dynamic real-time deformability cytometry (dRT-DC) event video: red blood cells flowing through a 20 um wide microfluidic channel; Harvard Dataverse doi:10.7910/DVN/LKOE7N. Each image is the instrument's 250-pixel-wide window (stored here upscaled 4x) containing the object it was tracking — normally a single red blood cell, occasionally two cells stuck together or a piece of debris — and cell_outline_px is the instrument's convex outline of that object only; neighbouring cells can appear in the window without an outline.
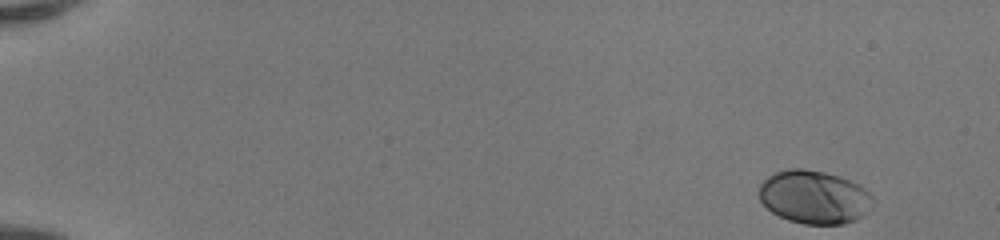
{"species": "human", "species_latin": "Homo sapiens", "temperature_condition": "room temperature", "stored_images_in_passage": 48, "camera_frame_rate_fps": 3000, "um_per_image_px": 0.085, "donor": {"sex": "female"}, "frame": {"image": 1, "passage_image": 1, "time_ms": 0.0, "image_size_px": [1000, 240], "cell_outline_px": [[876, 204], [864, 216], [856, 220], [844, 224], [804, 224], [788, 220], [772, 212], [760, 200], [760, 184], [768, 176], [776, 172], [788, 168], [804, 168], [824, 172], [840, 176], [860, 184], [872, 196]], "centroid_in_image_um": [69.26, 16.75], "position_along_channel_um": 15.7, "area_um2": 35.72}}
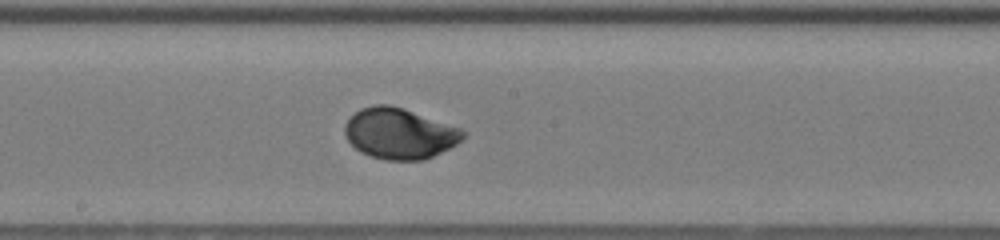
{"frame": {"image": 2, "passage_image": 27, "time_ms": 8.667, "image_size_px": [1000, 240], "cell_outline_px": [[464, 136], [456, 144], [424, 160], [384, 160], [360, 152], [348, 140], [344, 132], [344, 124], [360, 108], [372, 104], [388, 104], [404, 108], [460, 128], [464, 132]], "centroid_in_image_um": [33.92, 11.34], "position_along_channel_um": 214.3, "area_um2": 34.74}}
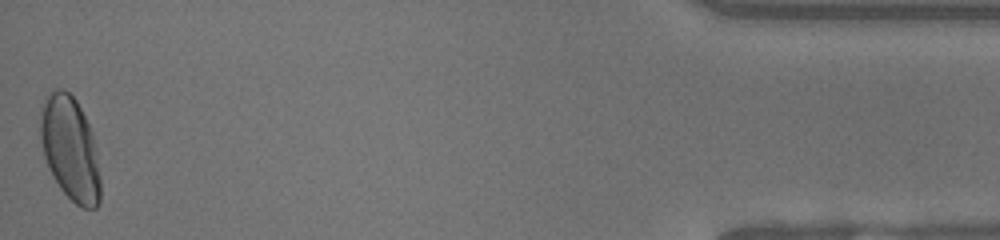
{"frame": {"image": 3, "passage_image": 48, "time_ms": 15.667, "image_size_px": [1000, 240], "cell_outline_px": [[100, 204], [96, 208], [80, 208], [60, 188], [52, 176], [48, 168], [44, 156], [40, 140], [40, 116], [44, 96], [56, 88], [64, 88], [76, 100], [92, 132], [96, 148], [100, 176]], "centroid_in_image_um": [5.95, 12.63], "position_along_channel_um": 429.2, "area_um2": 36.65}, "authors_computed_cell_mechanics": {"area_um2": 34.5933, "velocity_mm_per_s": 4.1459, "shape_relaxation_time_tau1_ms": 2.467, "shape_relaxation_time_tau2_ms": null, "deformation_change_tau1": 0.15, "deformation_change_tau2": null}}